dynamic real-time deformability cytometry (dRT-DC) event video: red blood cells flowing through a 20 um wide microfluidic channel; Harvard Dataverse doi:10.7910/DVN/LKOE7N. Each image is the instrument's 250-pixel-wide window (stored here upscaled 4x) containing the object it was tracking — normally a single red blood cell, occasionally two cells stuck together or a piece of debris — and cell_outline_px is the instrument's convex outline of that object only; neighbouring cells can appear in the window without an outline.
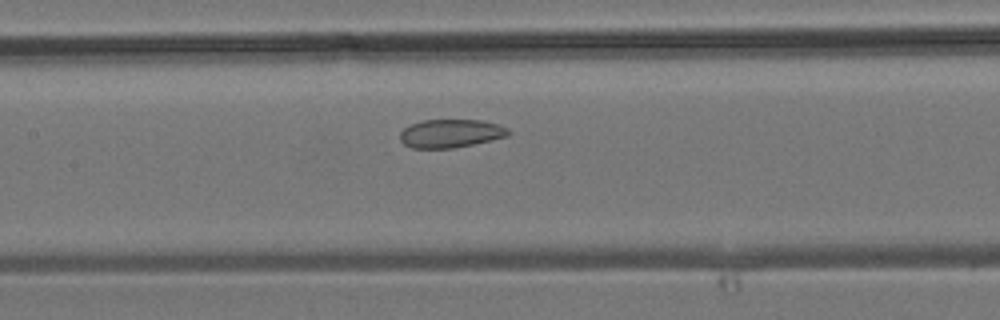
{"species": "common noctule bat (a hibernating species)", "species_latin": "Nyctalus noctula", "temperature_condition": "room temperature", "stored_images_in_passage": 39, "camera_frame_rate_fps": 3000, "um_per_image_px": 0.085, "animal": {"sex": "male", "body_mass_g": 19.2, "forearm_length_mm": 51.8}, "frame": {"image": 1, "passage_image": 17, "time_ms": 5.333, "image_size_px": [1000, 320], "cell_outline_px": [[512, 132], [508, 136], [472, 144], [452, 148], [412, 148], [404, 144], [400, 140], [400, 132], [404, 128], [412, 124], [424, 120], [480, 120], [496, 124], [508, 128]], "centroid_in_image_um": [38.3, 11.34], "position_along_channel_um": 169.1, "area_um2": 17.74}}
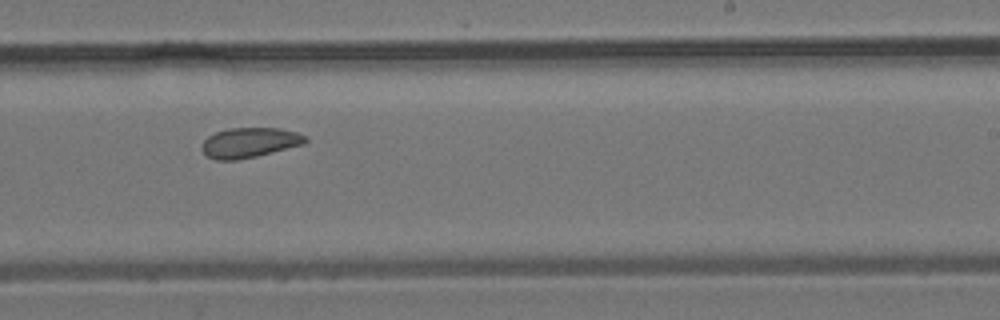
{"frame": {"image": 2, "passage_image": 23, "time_ms": 7.333, "image_size_px": [1000, 320], "cell_outline_px": [[308, 140], [304, 144], [256, 156], [236, 160], [216, 160], [208, 156], [200, 148], [204, 140], [208, 136], [216, 132], [228, 128], [280, 128], [296, 132], [304, 136]], "centroid_in_image_um": [21.19, 12.12], "position_along_channel_um": 267.8, "area_um2": 17.98}}
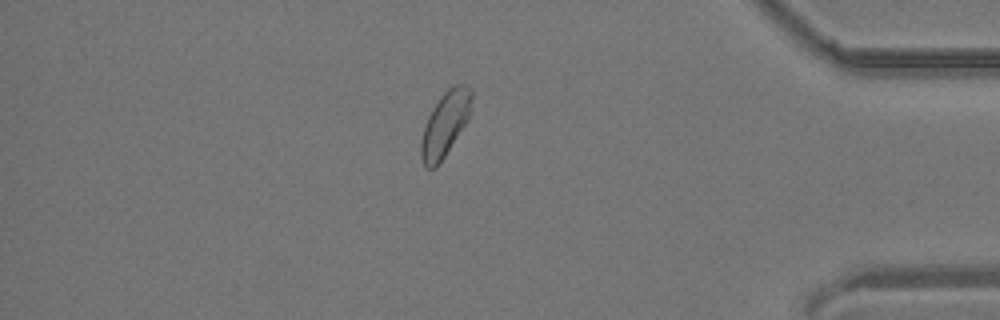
{"frame": {"image": 3, "passage_image": 33, "time_ms": 10.667, "image_size_px": [1000, 320], "cell_outline_px": [[472, 100], [468, 120], [436, 168], [428, 168], [424, 164], [420, 156], [420, 144], [424, 128], [428, 116], [432, 108], [440, 96], [452, 84], [464, 84], [472, 88]], "centroid_in_image_um": [37.84, 10.5], "position_along_channel_um": 397.4, "area_um2": 18.96}}